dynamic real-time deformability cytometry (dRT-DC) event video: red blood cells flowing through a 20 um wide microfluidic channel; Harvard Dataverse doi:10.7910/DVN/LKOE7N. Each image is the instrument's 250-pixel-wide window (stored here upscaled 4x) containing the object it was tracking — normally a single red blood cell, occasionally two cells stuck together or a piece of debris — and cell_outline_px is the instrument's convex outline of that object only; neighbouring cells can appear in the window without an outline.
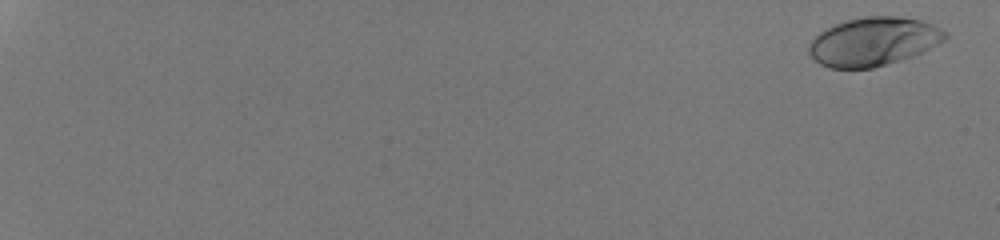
{"species": "human", "species_latin": "Homo sapiens", "temperature_condition": "room temperature", "stored_images_in_passage": 54, "camera_frame_rate_fps": 3000, "um_per_image_px": 0.085, "donor": {"sex": "male"}, "frame": {"image": 1, "passage_image": 2, "time_ms": 0.333, "image_size_px": [1000, 240], "cell_outline_px": [[948, 36], [944, 40], [912, 56], [900, 60], [872, 68], [828, 68], [820, 64], [808, 52], [808, 48], [812, 40], [824, 28], [848, 20], [864, 16], [900, 16], [920, 20], [932, 24], [948, 32]], "centroid_in_image_um": [74.23, 3.52], "position_along_channel_um": 10.8, "area_um2": 38.26}}
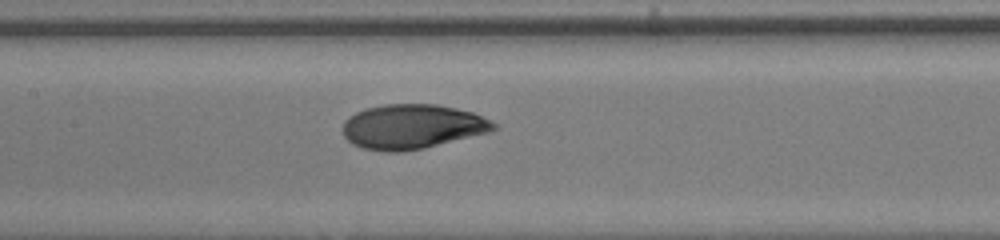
{"frame": {"image": 2, "passage_image": 32, "time_ms": 10.333, "image_size_px": [1000, 240], "cell_outline_px": [[496, 128], [488, 132], [424, 148], [404, 152], [384, 152], [364, 148], [352, 144], [344, 136], [344, 120], [348, 116], [364, 108], [384, 104], [436, 104], [456, 108], [472, 112], [496, 124]], "centroid_in_image_um": [34.99, 10.76], "position_along_channel_um": 172.4, "area_um2": 39.07}}
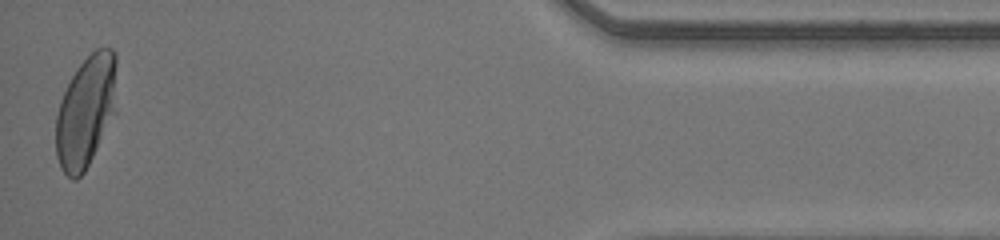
{"frame": {"image": 3, "passage_image": 54, "time_ms": 17.667, "image_size_px": [1000, 240], "cell_outline_px": [[116, 112], [84, 172], [76, 180], [72, 180], [60, 168], [56, 156], [56, 116], [60, 100], [72, 76], [80, 64], [96, 48], [112, 48], [116, 52]], "centroid_in_image_um": [7.31, 9.46], "position_along_channel_um": 427.9, "area_um2": 39.71}, "authors_computed_cell_mechanics": {"area_um2": 38.437, "velocity_mm_per_s": 4.2301, "shape_relaxation_time_tau1_ms": 3.6993, "shape_relaxation_time_tau2_ms": null, "deformation_change_tau1": 0.1897, "deformation_change_tau2": null}}